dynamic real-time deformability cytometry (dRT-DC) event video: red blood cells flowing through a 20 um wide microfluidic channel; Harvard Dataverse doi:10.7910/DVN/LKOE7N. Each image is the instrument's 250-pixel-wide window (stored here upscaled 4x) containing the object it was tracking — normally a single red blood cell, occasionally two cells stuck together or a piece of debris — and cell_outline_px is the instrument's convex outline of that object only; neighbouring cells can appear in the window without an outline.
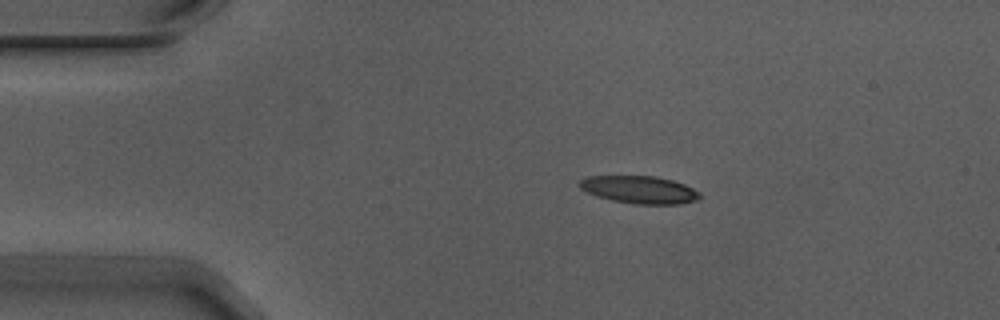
{"species": "Egyptian fruit bat (a non-hibernating species)", "species_latin": "Rousettus aegyptiacus", "temperature_condition": "warm", "stored_images_in_passage": 2, "camera_frame_rate_fps": 3000, "um_per_image_px": 0.085, "animal": {"sex": "male"}, "frame": {"image": 1, "passage_image": 1, "time_ms": 0.0, "image_size_px": [1000, 320], "cell_outline_px": [[700, 196], [696, 200], [676, 204], [636, 204], [612, 200], [596, 196], [580, 188], [576, 184], [580, 180], [588, 176], [656, 176], [672, 180], [684, 184], [700, 192]], "centroid_in_image_um": [54.32, 16.11], "position_along_channel_um": 30.7, "area_um2": 19.25}}